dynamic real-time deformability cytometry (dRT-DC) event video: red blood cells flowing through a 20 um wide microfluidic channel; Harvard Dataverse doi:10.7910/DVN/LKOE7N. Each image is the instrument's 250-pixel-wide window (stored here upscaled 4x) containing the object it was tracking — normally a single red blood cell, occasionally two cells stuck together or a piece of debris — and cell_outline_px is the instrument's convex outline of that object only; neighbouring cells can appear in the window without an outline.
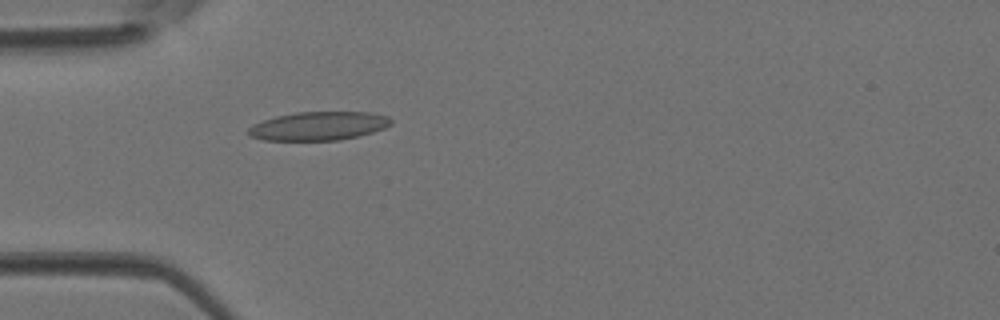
{"species": "Egyptian fruit bat (a non-hibernating species)", "species_latin": "Rousettus aegyptiacus", "temperature_condition": "room temperature", "stored_images_in_passage": 28, "camera_frame_rate_fps": 3000, "um_per_image_px": 0.085, "animal": {"sex": "female"}, "frame": {"image": 1, "passage_image": 2, "time_ms": 0.333, "image_size_px": [1000, 320], "cell_outline_px": [[392, 124], [384, 128], [360, 136], [340, 140], [264, 140], [248, 136], [244, 132], [252, 124], [276, 116], [296, 112], [372, 112], [388, 116], [392, 120]], "centroid_in_image_um": [27.06, 10.71], "position_along_channel_um": 57.9, "area_um2": 24.04}}
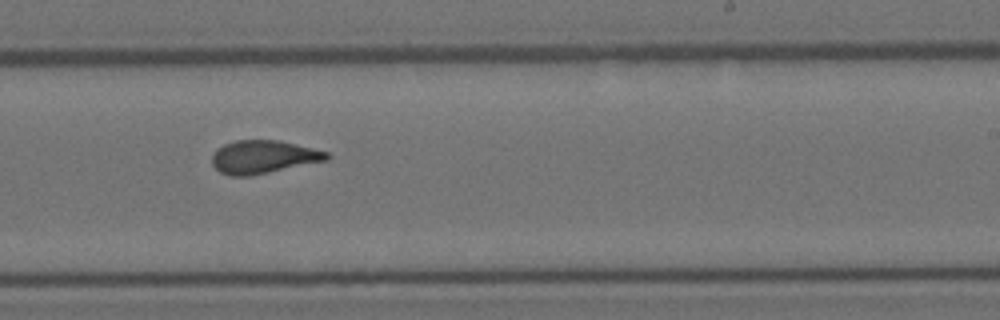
{"frame": {"image": 2, "passage_image": 16, "time_ms": 5.0, "image_size_px": [1000, 320], "cell_outline_px": [[332, 156], [328, 160], [248, 176], [228, 176], [220, 172], [212, 164], [212, 156], [216, 148], [224, 144], [236, 140], [280, 140], [328, 152]], "centroid_in_image_um": [22.37, 13.33], "position_along_channel_um": 266.6, "area_um2": 22.14}}
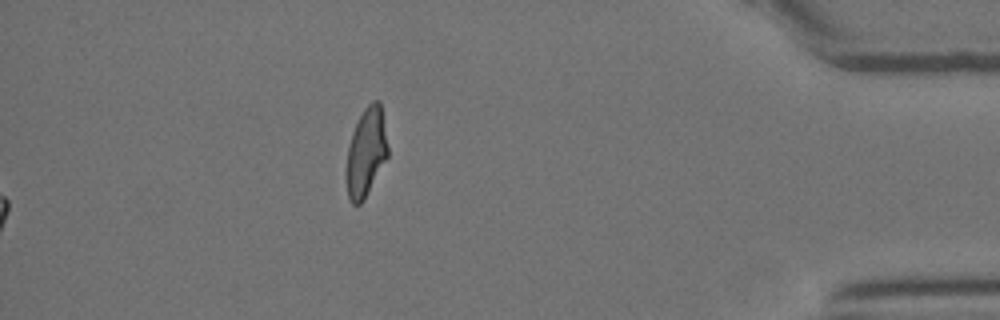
{"frame": {"image": 3, "passage_image": 28, "time_ms": 9.0, "image_size_px": [1000, 320], "cell_outline_px": [[388, 156], [364, 200], [360, 204], [352, 204], [348, 196], [344, 172], [348, 148], [352, 132], [364, 108], [372, 100], [380, 100], [388, 144]], "centroid_in_image_um": [31.1, 12.96], "position_along_channel_um": 404.1, "area_um2": 21.68}}